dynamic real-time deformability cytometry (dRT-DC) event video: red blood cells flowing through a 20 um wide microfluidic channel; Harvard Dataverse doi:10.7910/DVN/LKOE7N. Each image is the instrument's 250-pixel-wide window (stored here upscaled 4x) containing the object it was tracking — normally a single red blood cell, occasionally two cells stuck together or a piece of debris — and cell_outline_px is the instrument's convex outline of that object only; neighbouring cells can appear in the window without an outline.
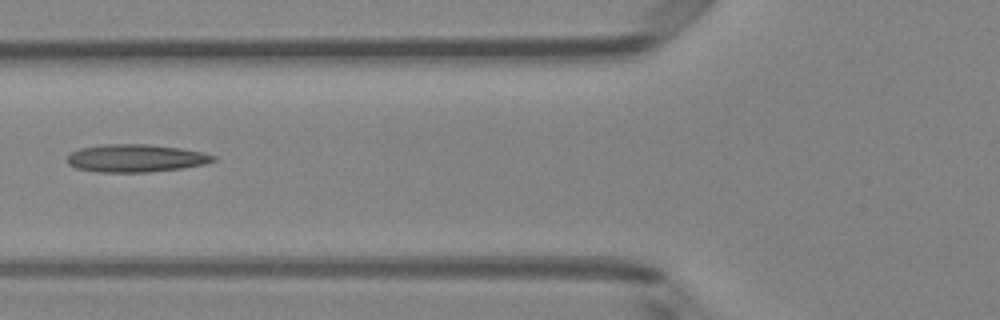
{"species": "Egyptian fruit bat (a non-hibernating species)", "species_latin": "Rousettus aegyptiacus", "temperature_condition": "room temperature", "stored_images_in_passage": 6, "camera_frame_rate_fps": 3000, "um_per_image_px": 0.085, "animal": {"sex": "female"}, "frame": {"image": 1, "passage_image": 5, "time_ms": 1.333, "image_size_px": [1000, 320], "cell_outline_px": [[216, 160], [204, 164], [180, 168], [148, 172], [96, 172], [76, 168], [68, 164], [68, 156], [72, 152], [80, 148], [100, 144], [148, 144], [180, 148], [204, 152], [216, 156]], "centroid_in_image_um": [11.53, 13.44], "position_along_channel_um": 114.3, "area_um2": 23.64}}
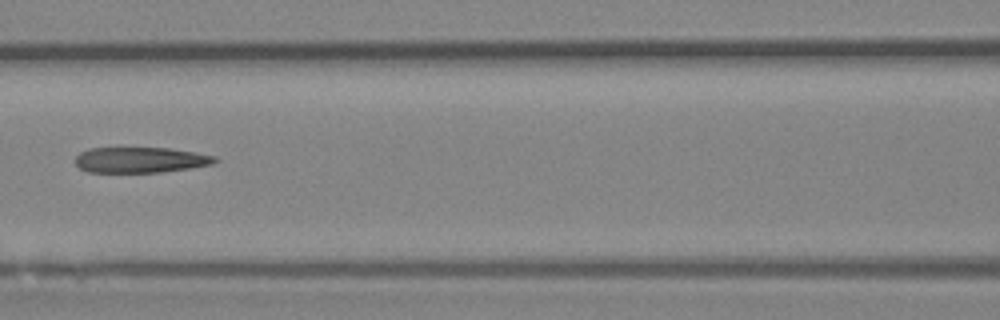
{"frame": {"image": 2, "passage_image": 6, "time_ms": 1.667, "image_size_px": [1000, 320], "cell_outline_px": [[220, 160], [212, 164], [188, 168], [160, 172], [88, 172], [80, 168], [76, 164], [76, 156], [80, 152], [88, 148], [168, 148], [216, 156]], "centroid_in_image_um": [11.92, 13.59], "position_along_channel_um": 154.7, "area_um2": 20.69}}